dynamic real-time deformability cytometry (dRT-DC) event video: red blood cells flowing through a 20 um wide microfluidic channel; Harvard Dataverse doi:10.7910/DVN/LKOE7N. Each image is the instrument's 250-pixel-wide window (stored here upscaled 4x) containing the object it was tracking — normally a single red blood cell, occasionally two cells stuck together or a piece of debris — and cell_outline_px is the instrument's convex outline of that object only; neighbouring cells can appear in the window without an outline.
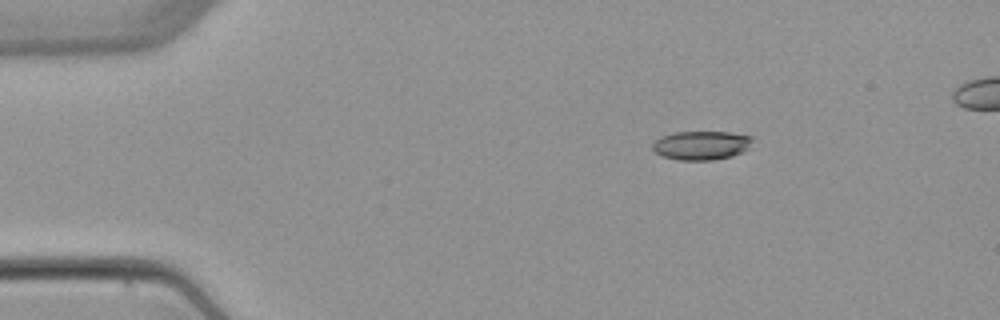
{"species": "common noctule bat (a hibernating species)", "species_latin": "Nyctalus noctula", "temperature_condition": "warm", "stored_images_in_passage": 6, "camera_frame_rate_fps": 3000, "um_per_image_px": 0.085, "animal": {"sex": "female", "body_mass_g": 22.7, "forearm_length_mm": 54.2}, "frame": {"image": 1, "passage_image": 3, "time_ms": 2.333, "image_size_px": [1000, 320], "cell_outline_px": [[752, 140], [748, 148], [732, 156], [712, 160], [676, 160], [664, 156], [656, 152], [652, 148], [652, 144], [660, 136], [676, 132], [728, 132], [752, 136]], "centroid_in_image_um": [59.59, 12.35], "position_along_channel_um": 25.4, "area_um2": 16.7}}